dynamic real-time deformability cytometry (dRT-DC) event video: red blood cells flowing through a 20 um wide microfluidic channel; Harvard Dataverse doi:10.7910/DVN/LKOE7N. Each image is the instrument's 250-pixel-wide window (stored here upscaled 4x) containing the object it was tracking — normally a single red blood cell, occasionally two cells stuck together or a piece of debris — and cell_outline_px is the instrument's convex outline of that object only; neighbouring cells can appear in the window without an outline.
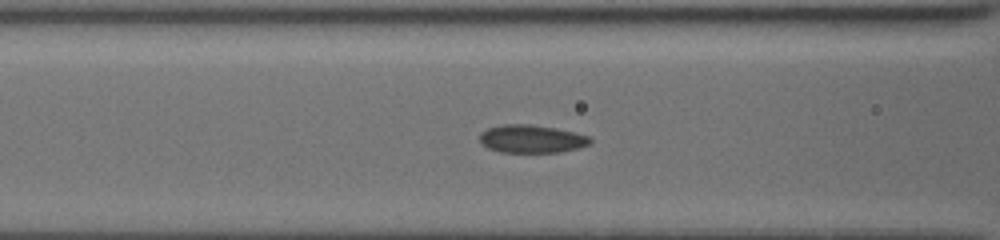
{"species": "common noctule bat (a hibernating species)", "species_latin": "Nyctalus noctula", "temperature_condition": "cold", "stored_images_in_passage": 18, "camera_frame_rate_fps": 3000, "um_per_image_px": 0.085, "animal": {"sex": "female", "body_mass_g": 19.5, "forearm_length_mm": 54.1}, "frame": {"image": 1, "passage_image": 16, "time_ms": 5.0, "image_size_px": [1000, 240], "cell_outline_px": [[592, 140], [588, 144], [580, 148], [560, 152], [500, 152], [488, 148], [480, 144], [480, 132], [488, 128], [504, 124], [532, 124], [556, 128], [576, 132], [588, 136]], "centroid_in_image_um": [45.17, 11.8], "position_along_channel_um": 121.4, "area_um2": 18.15}}